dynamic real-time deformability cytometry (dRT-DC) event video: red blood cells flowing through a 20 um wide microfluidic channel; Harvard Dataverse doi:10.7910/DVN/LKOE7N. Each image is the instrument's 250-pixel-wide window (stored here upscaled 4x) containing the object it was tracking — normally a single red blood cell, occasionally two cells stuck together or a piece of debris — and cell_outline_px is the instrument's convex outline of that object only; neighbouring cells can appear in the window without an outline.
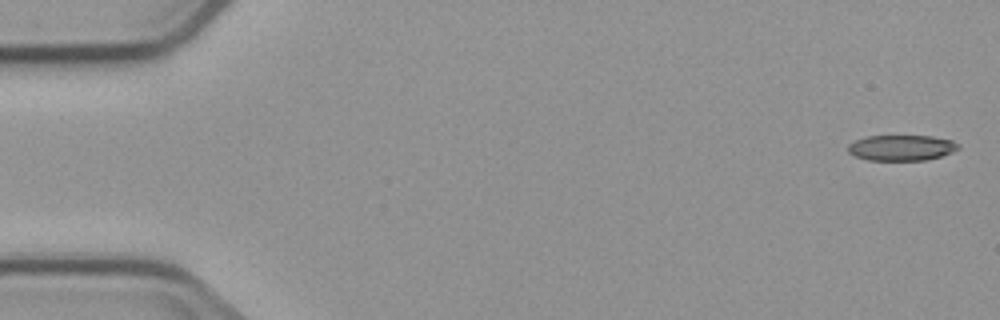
{"species": "common noctule bat (a hibernating species)", "species_latin": "Nyctalus noctula", "temperature_condition": "cold", "stored_images_in_passage": 5, "camera_frame_rate_fps": 3000, "um_per_image_px": 0.085, "animal": {"sex": "male", "body_mass_g": 23.1, "forearm_length_mm": 52.7}, "frame": {"image": 1, "passage_image": 1, "time_ms": 0.0, "image_size_px": [1000, 320], "cell_outline_px": [[960, 148], [952, 152], [940, 156], [924, 160], [868, 160], [856, 156], [848, 152], [848, 144], [864, 136], [932, 136], [952, 140], [960, 144]], "centroid_in_image_um": [76.63, 12.55], "position_along_channel_um": 8.4, "area_um2": 16.47}}
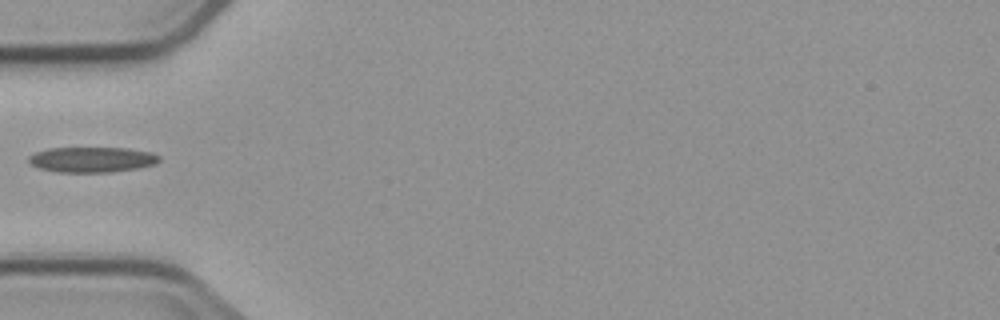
{"frame": {"image": 2, "passage_image": 5, "time_ms": 5.667, "image_size_px": [1000, 320], "cell_outline_px": [[160, 160], [156, 164], [136, 168], [108, 172], [56, 172], [40, 168], [32, 164], [28, 160], [28, 156], [36, 152], [48, 148], [128, 148], [152, 152], [160, 156]], "centroid_in_image_um": [7.83, 13.56], "position_along_channel_um": 77.2, "area_um2": 19.25}}